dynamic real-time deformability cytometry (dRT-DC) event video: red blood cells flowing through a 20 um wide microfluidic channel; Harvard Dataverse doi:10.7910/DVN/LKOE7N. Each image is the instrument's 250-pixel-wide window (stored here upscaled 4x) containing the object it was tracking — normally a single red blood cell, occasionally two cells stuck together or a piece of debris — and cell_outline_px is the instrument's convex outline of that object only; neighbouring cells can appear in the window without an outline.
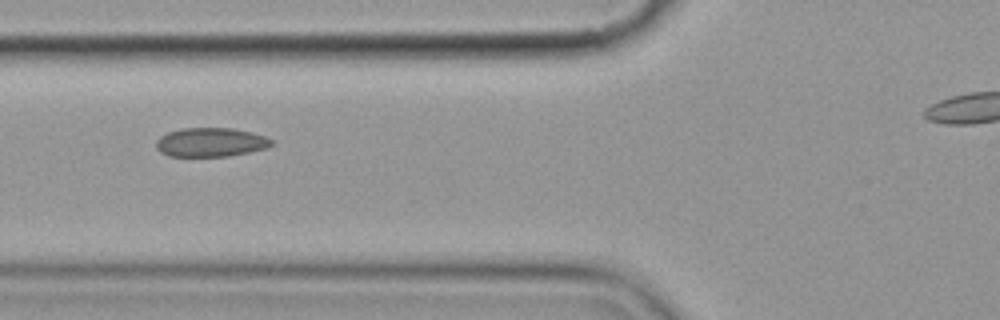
{"species": "common noctule bat (a hibernating species)", "species_latin": "Nyctalus noctula", "temperature_condition": "cold", "stored_images_in_passage": 9, "camera_frame_rate_fps": 3000, "um_per_image_px": 0.085, "animal": {"sex": "female", "body_mass_g": 19.9}, "frame": {"image": 1, "passage_image": 6, "time_ms": 5.667, "image_size_px": [1000, 320], "cell_outline_px": [[276, 144], [268, 148], [228, 156], [168, 156], [160, 152], [156, 148], [156, 140], [160, 136], [168, 132], [180, 128], [232, 128], [252, 132], [276, 140]], "centroid_in_image_um": [17.95, 12.09], "position_along_channel_um": 107.9, "area_um2": 19.77}}
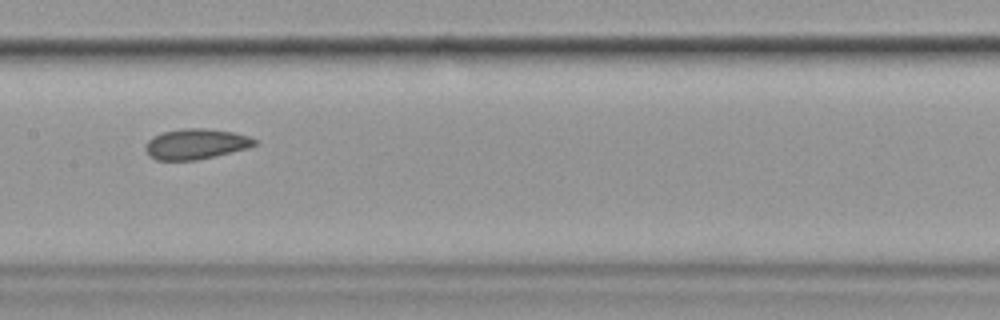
{"frame": {"image": 2, "passage_image": 8, "time_ms": 8.0, "image_size_px": [1000, 320], "cell_outline_px": [[260, 144], [248, 148], [196, 160], [156, 160], [148, 156], [144, 148], [144, 144], [152, 136], [160, 132], [184, 128], [204, 128], [232, 132], [248, 136], [256, 140]], "centroid_in_image_um": [16.6, 12.23], "position_along_channel_um": 190.8, "area_um2": 19.54}}
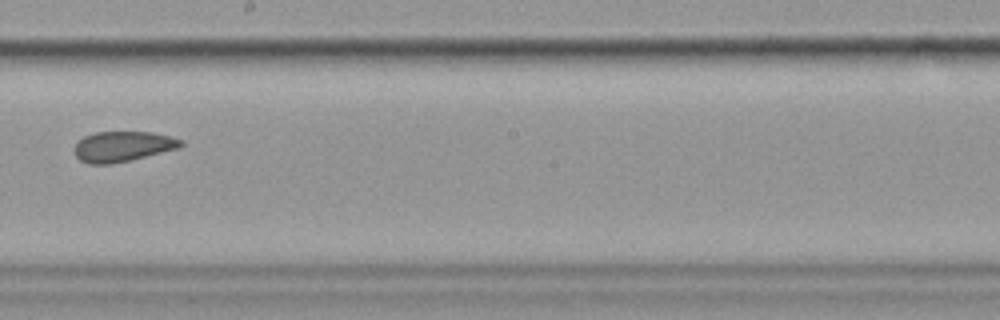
{"frame": {"image": 3, "passage_image": 9, "time_ms": 9.333, "image_size_px": [1000, 320], "cell_outline_px": [[184, 144], [180, 148], [132, 160], [112, 164], [88, 164], [80, 160], [76, 156], [72, 148], [84, 136], [96, 132], [152, 132], [184, 140]], "centroid_in_image_um": [10.44, 12.46], "position_along_channel_um": 237.8, "area_um2": 19.02}}